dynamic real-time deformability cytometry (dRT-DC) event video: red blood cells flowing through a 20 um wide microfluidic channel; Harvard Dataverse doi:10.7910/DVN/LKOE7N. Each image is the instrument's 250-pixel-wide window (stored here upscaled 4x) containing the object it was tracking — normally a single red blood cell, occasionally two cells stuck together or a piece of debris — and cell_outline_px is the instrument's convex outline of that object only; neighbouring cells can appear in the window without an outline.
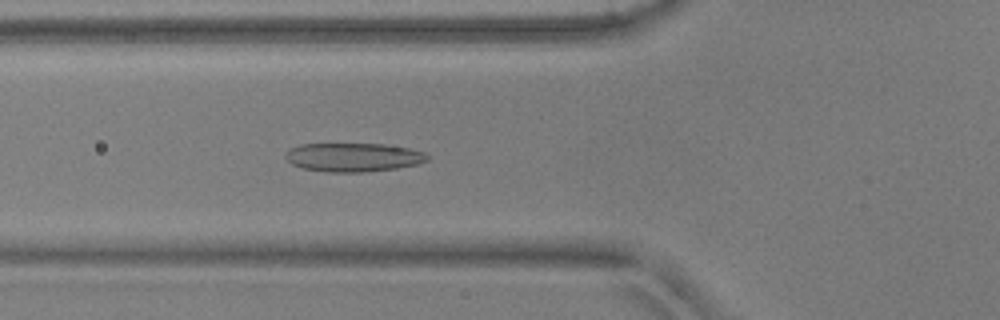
{"species": "common noctule bat (a hibernating species)", "species_latin": "Nyctalus noctula", "temperature_condition": "warm", "stored_images_in_passage": 51, "camera_frame_rate_fps": 3000, "um_per_image_px": 0.085, "animal": {"sex": "male", "body_mass_g": 17.9, "forearm_length_mm": 54.2}, "frame": {"image": 1, "passage_image": 18, "time_ms": 5.667, "image_size_px": [1000, 320], "cell_outline_px": [[428, 160], [416, 164], [396, 168], [360, 172], [328, 172], [304, 168], [292, 164], [284, 156], [292, 148], [300, 144], [384, 144], [408, 148], [424, 152], [428, 156]], "centroid_in_image_um": [30.03, 13.36], "position_along_channel_um": 95.8, "area_um2": 23.41}}
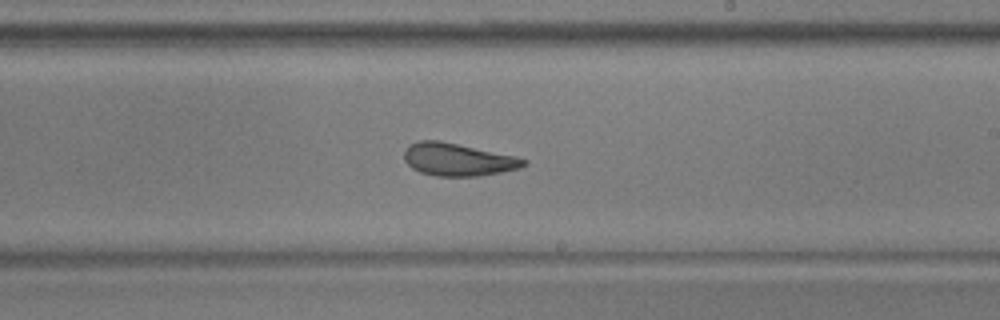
{"frame": {"image": 2, "passage_image": 30, "time_ms": 9.667, "image_size_px": [1000, 320], "cell_outline_px": [[528, 164], [520, 168], [500, 172], [476, 176], [436, 176], [420, 172], [412, 168], [404, 160], [404, 152], [408, 144], [420, 140], [440, 140], [516, 156], [528, 160]], "centroid_in_image_um": [38.91, 13.55], "position_along_channel_um": 250.1, "area_um2": 22.83}}
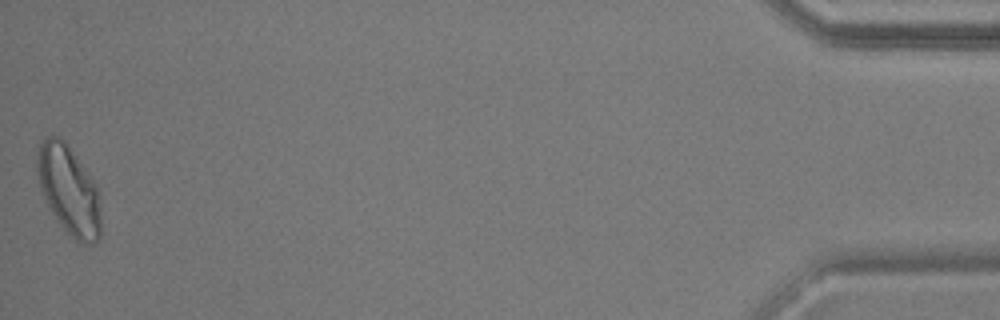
{"frame": {"image": 3, "passage_image": 51, "time_ms": 16.667, "image_size_px": [1000, 320], "cell_outline_px": [[100, 236], [92, 244], [80, 244], [56, 220], [48, 208], [40, 184], [36, 168], [36, 164], [40, 144], [48, 136], [60, 136], [64, 140], [92, 180], [96, 188], [100, 200]], "centroid_in_image_um": [5.84, 16.19], "position_along_channel_um": 429.4, "area_um2": 32.43}, "authors_computed_cell_mechanics": {"area_um2": 24.6228, "velocity_mm_per_s": 3.8448, "shape_relaxation_time_tau1_ms": 4.4441, "shape_relaxation_time_tau2_ms": 1.651, "deformation_change_tau1": 0.1471, "deformation_change_tau2": 0.0847}}